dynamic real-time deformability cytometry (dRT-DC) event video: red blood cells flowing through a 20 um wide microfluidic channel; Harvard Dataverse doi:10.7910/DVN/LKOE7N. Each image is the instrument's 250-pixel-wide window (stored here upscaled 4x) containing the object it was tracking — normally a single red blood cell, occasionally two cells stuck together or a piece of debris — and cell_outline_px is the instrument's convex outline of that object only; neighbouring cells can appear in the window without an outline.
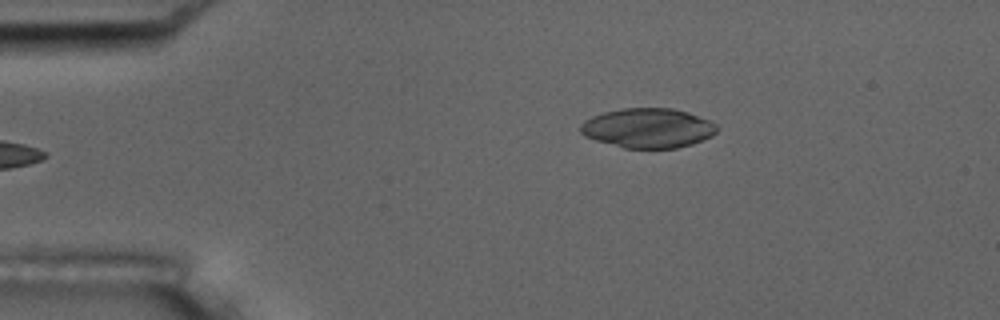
{"species": "common noctule bat (a hibernating species)", "species_latin": "Nyctalus noctula", "temperature_condition": "room temperature", "stored_images_in_passage": 45, "camera_frame_rate_fps": 3000, "um_per_image_px": 0.085, "animal": {"sex": "male", "body_mass_g": 17.5, "forearm_length_mm": 52.3}, "frame": {"image": 1, "passage_image": 1, "time_ms": 0.0, "image_size_px": [1000, 320], "cell_outline_px": [[716, 132], [712, 136], [692, 144], [676, 148], [624, 148], [596, 140], [584, 136], [580, 132], [580, 124], [584, 120], [592, 116], [604, 112], [624, 108], [672, 108], [688, 112], [708, 120], [716, 124]], "centroid_in_image_um": [55.06, 10.88], "position_along_channel_um": 29.9, "area_um2": 31.44}}